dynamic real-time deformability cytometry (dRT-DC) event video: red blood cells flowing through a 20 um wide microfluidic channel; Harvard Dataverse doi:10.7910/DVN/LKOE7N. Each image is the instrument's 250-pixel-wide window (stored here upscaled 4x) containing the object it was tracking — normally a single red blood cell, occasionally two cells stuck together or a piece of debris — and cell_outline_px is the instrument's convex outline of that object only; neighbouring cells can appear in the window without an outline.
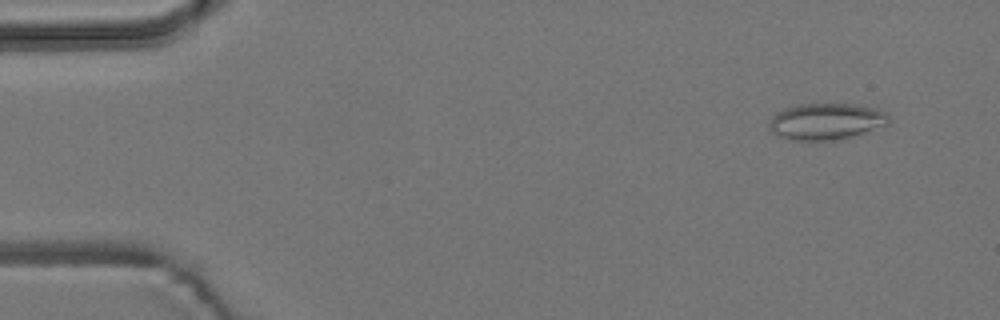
{"species": "common noctule bat (a hibernating species)", "species_latin": "Nyctalus noctula", "temperature_condition": "room temperature", "stored_images_in_passage": 4, "camera_frame_rate_fps": 3000, "um_per_image_px": 0.085, "animal": {"sex": "male", "body_mass_g": 19.2, "forearm_length_mm": 51.8}, "frame": {"image": 1, "passage_image": 1, "time_ms": 0.0, "image_size_px": [1000, 320], "cell_outline_px": [[892, 120], [888, 124], [840, 140], [788, 140], [776, 136], [772, 132], [768, 124], [772, 116], [776, 112], [784, 108], [800, 104], [852, 104], [876, 108], [884, 112]], "centroid_in_image_um": [70.19, 10.33], "position_along_channel_um": 14.8, "area_um2": 25.55}}